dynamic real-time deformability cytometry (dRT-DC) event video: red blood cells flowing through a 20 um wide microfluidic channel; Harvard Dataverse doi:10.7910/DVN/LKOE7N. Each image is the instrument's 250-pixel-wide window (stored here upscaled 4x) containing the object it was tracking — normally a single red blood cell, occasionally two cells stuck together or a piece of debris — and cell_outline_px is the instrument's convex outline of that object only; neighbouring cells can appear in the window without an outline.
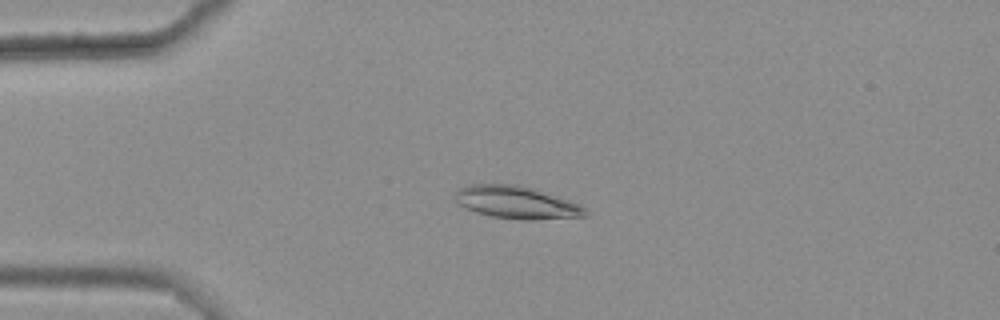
{"species": "common noctule bat (a hibernating species)", "species_latin": "Nyctalus noctula", "temperature_condition": "warm", "stored_images_in_passage": 5, "camera_frame_rate_fps": 3000, "um_per_image_px": 0.085, "animal": {"sex": "female", "body_mass_g": 25.1}, "frame": {"image": 1, "passage_image": 3, "time_ms": 0.667, "image_size_px": [1000, 320], "cell_outline_px": [[588, 216], [532, 220], [524, 220], [492, 216], [476, 212], [460, 204], [452, 196], [460, 188], [468, 184], [516, 184], [568, 200], [580, 204], [588, 208]], "centroid_in_image_um": [43.92, 17.21], "position_along_channel_um": 41.1, "area_um2": 24.45}}
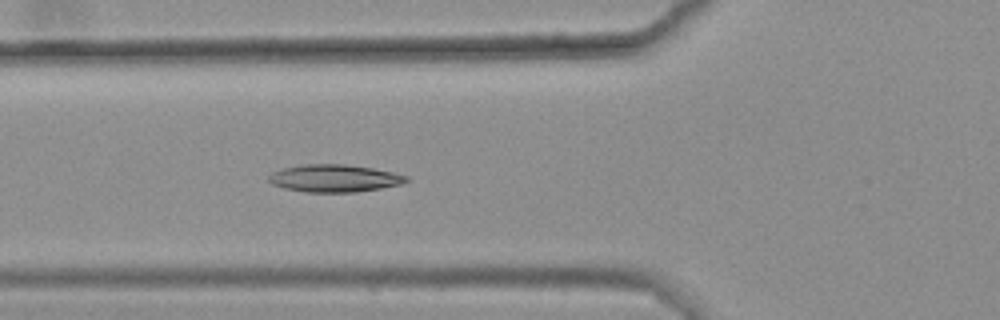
{"frame": {"image": 2, "passage_image": 5, "time_ms": 1.333, "image_size_px": [1000, 320], "cell_outline_px": [[408, 180], [400, 184], [380, 188], [356, 192], [304, 192], [284, 188], [272, 184], [268, 180], [268, 176], [272, 172], [284, 168], [304, 164], [344, 164], [372, 168], [392, 172], [408, 176]], "centroid_in_image_um": [28.39, 15.15], "position_along_channel_um": 97.4, "area_um2": 21.91}}